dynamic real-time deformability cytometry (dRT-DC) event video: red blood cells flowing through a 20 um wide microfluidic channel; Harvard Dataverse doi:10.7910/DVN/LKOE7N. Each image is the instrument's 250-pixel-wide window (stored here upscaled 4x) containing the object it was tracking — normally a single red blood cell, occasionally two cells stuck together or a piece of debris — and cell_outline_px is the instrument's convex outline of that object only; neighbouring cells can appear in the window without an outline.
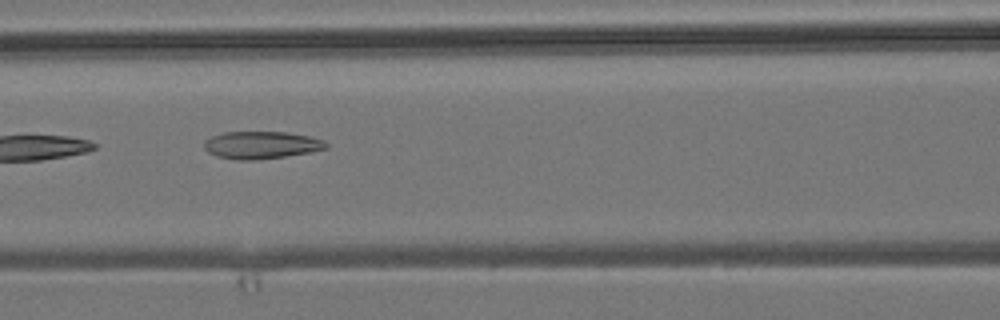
{"species": "common noctule bat (a hibernating species)", "species_latin": "Nyctalus noctula", "temperature_condition": "room temperature", "stored_images_in_passage": 9, "camera_frame_rate_fps": 3000, "um_per_image_px": 0.085, "animal": {"sex": "male", "body_mass_g": 19.2, "forearm_length_mm": 51.8}, "frame": {"image": 1, "passage_image": 7, "time_ms": 6.667, "image_size_px": [1000, 320], "cell_outline_px": [[328, 148], [308, 152], [284, 156], [256, 160], [240, 160], [216, 156], [208, 152], [204, 148], [204, 140], [212, 136], [224, 132], [284, 132], [312, 136], [324, 140], [328, 144]], "centroid_in_image_um": [22.21, 12.32], "position_along_channel_um": 144.4, "area_um2": 19.48}}
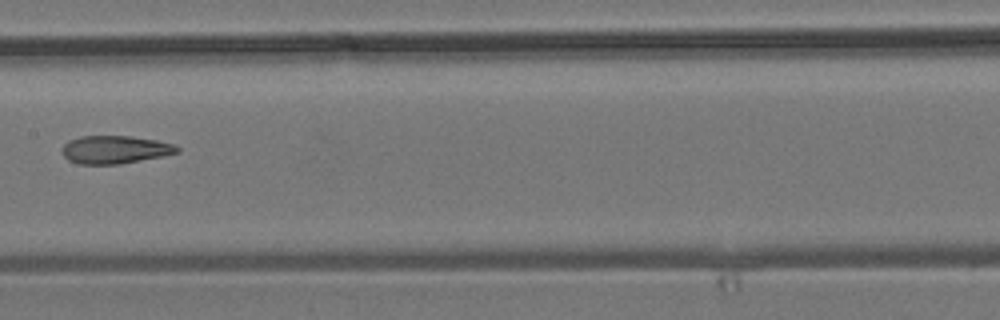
{"frame": {"image": 2, "passage_image": 8, "time_ms": 8.0, "image_size_px": [1000, 320], "cell_outline_px": [[180, 152], [120, 164], [80, 164], [68, 160], [60, 152], [64, 144], [68, 140], [80, 136], [132, 136], [156, 140], [176, 144], [180, 148]], "centroid_in_image_um": [9.75, 12.71], "position_along_channel_um": 197.6, "area_um2": 18.84}}
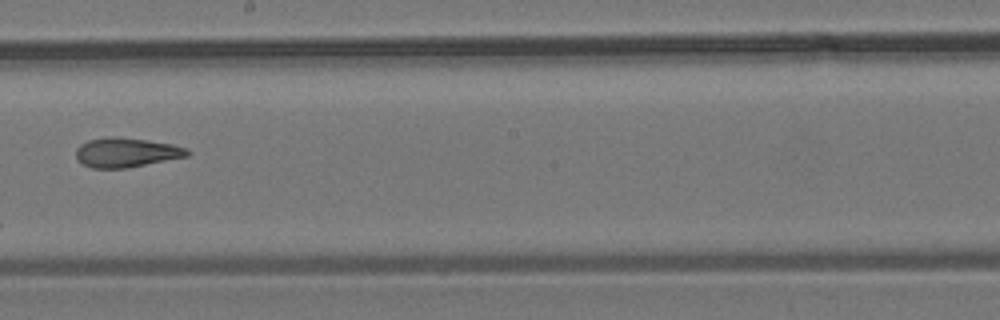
{"frame": {"image": 3, "passage_image": 9, "time_ms": 9.0, "image_size_px": [1000, 320], "cell_outline_px": [[192, 152], [188, 156], [128, 168], [92, 168], [76, 160], [76, 148], [80, 144], [88, 140], [108, 136], [112, 136], [144, 140], [172, 144], [188, 148]], "centroid_in_image_um": [10.73, 12.96], "position_along_channel_um": 237.5, "area_um2": 19.19}}